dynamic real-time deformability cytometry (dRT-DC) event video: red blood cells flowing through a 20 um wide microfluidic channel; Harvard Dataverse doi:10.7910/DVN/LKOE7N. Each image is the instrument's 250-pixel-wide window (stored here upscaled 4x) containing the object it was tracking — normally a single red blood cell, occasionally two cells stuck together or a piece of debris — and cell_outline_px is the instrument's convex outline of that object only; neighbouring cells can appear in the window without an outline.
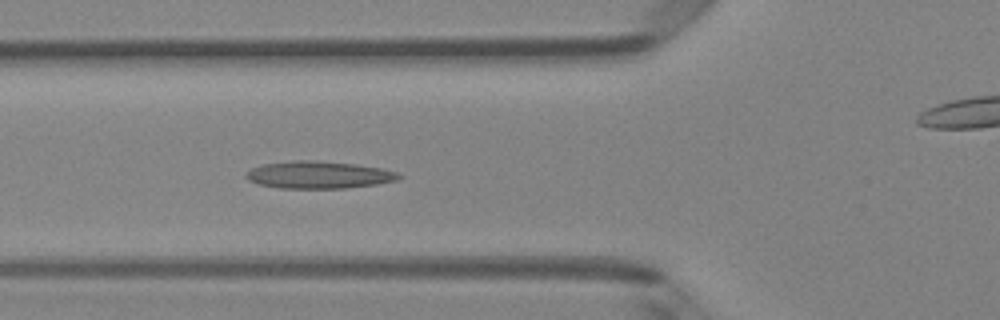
{"species": "Egyptian fruit bat (a non-hibernating species)", "species_latin": "Rousettus aegyptiacus", "temperature_condition": "room temperature", "stored_images_in_passage": 6, "segment_of_instrument_passage": [1, 2], "camera_frame_rate_fps": 3000, "um_per_image_px": 0.085, "animal": {"sex": "female"}, "frame": {"image": 1, "passage_image": 5, "time_ms": 1.333, "image_size_px": [1000, 320], "cell_outline_px": [[404, 176], [400, 180], [376, 184], [348, 188], [280, 188], [260, 184], [248, 180], [244, 176], [244, 172], [252, 168], [264, 164], [292, 160], [316, 160], [356, 164], [380, 168], [396, 172]], "centroid_in_image_um": [27.1, 14.86], "position_along_channel_um": 98.7, "area_um2": 24.45}}